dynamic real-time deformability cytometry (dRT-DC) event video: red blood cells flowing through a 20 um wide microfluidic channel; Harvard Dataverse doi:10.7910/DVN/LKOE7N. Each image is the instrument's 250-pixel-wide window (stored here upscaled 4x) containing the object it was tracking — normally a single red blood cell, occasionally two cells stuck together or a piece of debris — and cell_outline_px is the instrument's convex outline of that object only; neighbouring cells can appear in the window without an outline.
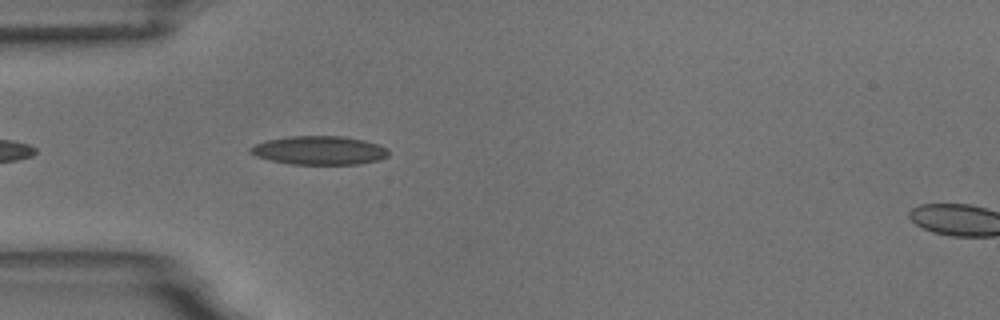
{"species": "common noctule bat (a hibernating species)", "species_latin": "Nyctalus noctula", "temperature_condition": "room temperature", "stored_images_in_passage": 12, "camera_frame_rate_fps": 3000, "um_per_image_px": 0.085, "animal": {"sex": "male", "body_mass_g": 18.8}, "frame": {"image": 1, "passage_image": 4, "time_ms": 1.0, "image_size_px": [1000, 320], "cell_outline_px": [[388, 156], [380, 160], [356, 164], [292, 164], [268, 160], [256, 156], [248, 152], [248, 148], [256, 144], [268, 140], [288, 136], [344, 136], [364, 140], [388, 148]], "centroid_in_image_um": [27.13, 12.78], "position_along_channel_um": 57.9, "area_um2": 23.12}}